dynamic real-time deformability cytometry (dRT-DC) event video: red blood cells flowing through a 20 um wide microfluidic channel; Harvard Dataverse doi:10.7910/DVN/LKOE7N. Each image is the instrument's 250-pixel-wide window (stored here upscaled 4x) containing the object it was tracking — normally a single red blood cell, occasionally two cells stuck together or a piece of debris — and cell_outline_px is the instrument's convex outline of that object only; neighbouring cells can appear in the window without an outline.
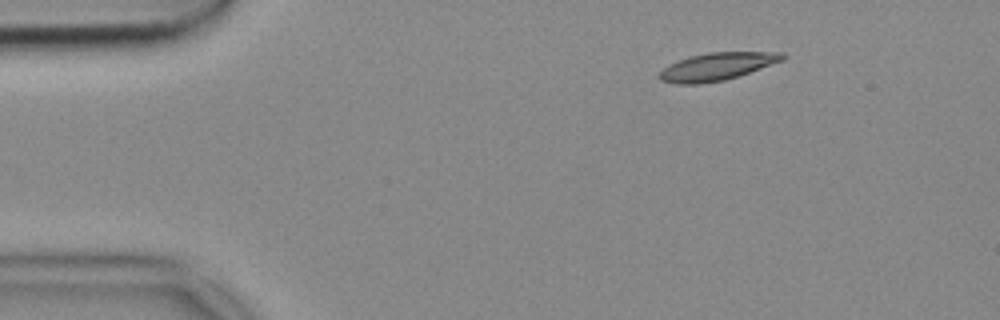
{"species": "common noctule bat (a hibernating species)", "species_latin": "Nyctalus noctula", "temperature_condition": "cold", "stored_images_in_passage": 46, "camera_frame_rate_fps": 3000, "um_per_image_px": 0.085, "animal": {"sex": "female", "body_mass_g": 18.4}, "frame": {"image": 1, "passage_image": 1, "time_ms": 0.0, "image_size_px": [1000, 320], "cell_outline_px": [[784, 60], [724, 80], [700, 84], [676, 84], [660, 80], [656, 76], [668, 64], [688, 56], [708, 52], [784, 52]], "centroid_in_image_um": [60.88, 5.65], "position_along_channel_um": 24.1, "area_um2": 19.77}}
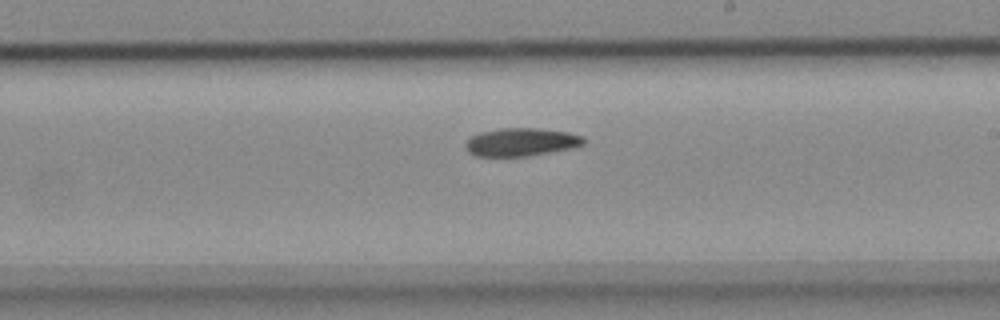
{"frame": {"image": 2, "passage_image": 24, "time_ms": 7.667, "image_size_px": [1000, 320], "cell_outline_px": [[588, 140], [584, 144], [572, 148], [528, 156], [476, 156], [468, 152], [464, 144], [472, 136], [480, 132], [500, 128], [536, 128], [568, 132], [584, 136]], "centroid_in_image_um": [44.33, 12.07], "position_along_channel_um": 244.7, "area_um2": 19.42}}
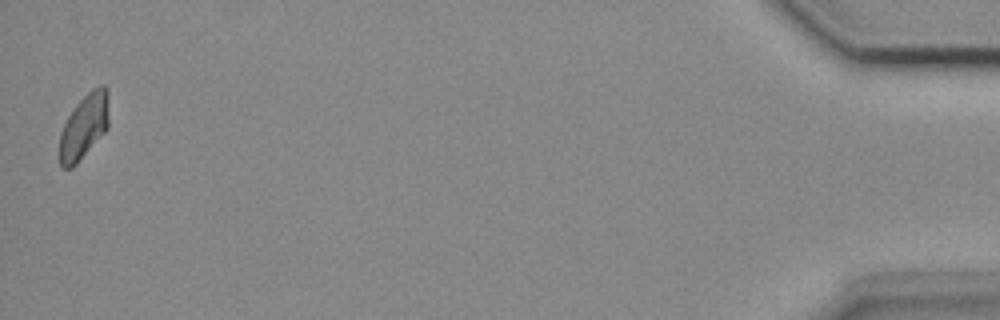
{"frame": {"image": 3, "passage_image": 46, "time_ms": 15.0, "image_size_px": [1000, 320], "cell_outline_px": [[108, 128], [76, 164], [72, 168], [60, 168], [60, 132], [68, 116], [76, 104], [92, 88], [100, 84], [104, 84], [108, 88]], "centroid_in_image_um": [7.15, 10.72], "position_along_channel_um": 428.0, "area_um2": 18.61}}